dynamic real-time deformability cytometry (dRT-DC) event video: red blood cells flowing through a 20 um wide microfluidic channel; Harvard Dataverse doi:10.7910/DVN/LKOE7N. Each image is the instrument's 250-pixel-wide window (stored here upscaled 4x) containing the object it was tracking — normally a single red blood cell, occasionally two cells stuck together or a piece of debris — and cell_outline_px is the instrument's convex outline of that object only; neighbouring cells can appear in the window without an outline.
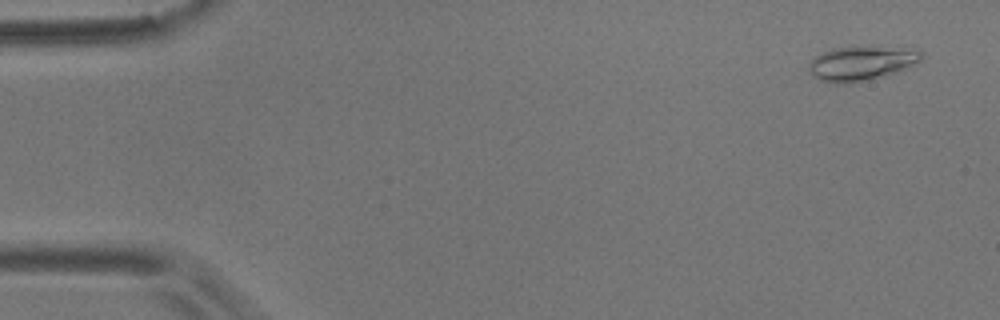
{"species": "common noctule bat (a hibernating species)", "species_latin": "Nyctalus noctula", "temperature_condition": "room temperature", "stored_images_in_passage": 16, "camera_frame_rate_fps": 3000, "um_per_image_px": 0.085, "animal": {"sex": "male", "body_mass_g": 17.9}, "frame": {"image": 1, "passage_image": 3, "time_ms": 0.667, "image_size_px": [1000, 320], "cell_outline_px": [[924, 56], [920, 60], [896, 72], [884, 76], [868, 80], [848, 84], [832, 84], [816, 80], [812, 76], [808, 68], [808, 64], [812, 56], [832, 48], [876, 48], [924, 52]], "centroid_in_image_um": [73.04, 5.44], "position_along_channel_um": 12.0, "area_um2": 22.08}}